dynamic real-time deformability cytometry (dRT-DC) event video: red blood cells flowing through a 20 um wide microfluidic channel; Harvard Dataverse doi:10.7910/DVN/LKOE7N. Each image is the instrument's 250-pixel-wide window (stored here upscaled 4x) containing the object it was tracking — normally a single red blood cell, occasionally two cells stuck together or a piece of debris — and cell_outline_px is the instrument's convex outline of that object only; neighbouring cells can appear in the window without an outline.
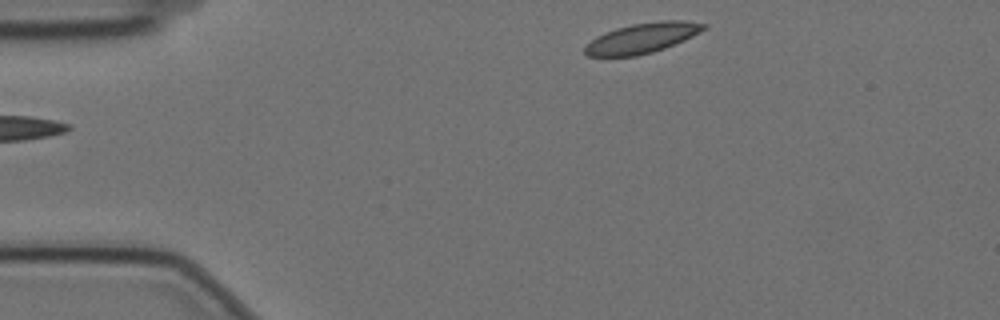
{"species": "Egyptian fruit bat (a non-hibernating species)", "species_latin": "Rousettus aegyptiacus", "temperature_condition": "cold", "stored_images_in_passage": 40, "camera_frame_rate_fps": 3000, "um_per_image_px": 0.085, "animal": {"sex": "female"}, "frame": {"image": 1, "passage_image": 1, "time_ms": 0.0, "image_size_px": [1000, 320], "cell_outline_px": [[708, 28], [684, 40], [664, 48], [652, 52], [636, 56], [588, 56], [584, 52], [584, 48], [596, 36], [604, 32], [616, 28], [632, 24], [660, 20], [684, 20], [708, 24]], "centroid_in_image_um": [54.61, 3.22], "position_along_channel_um": 30.4, "area_um2": 20.87}}
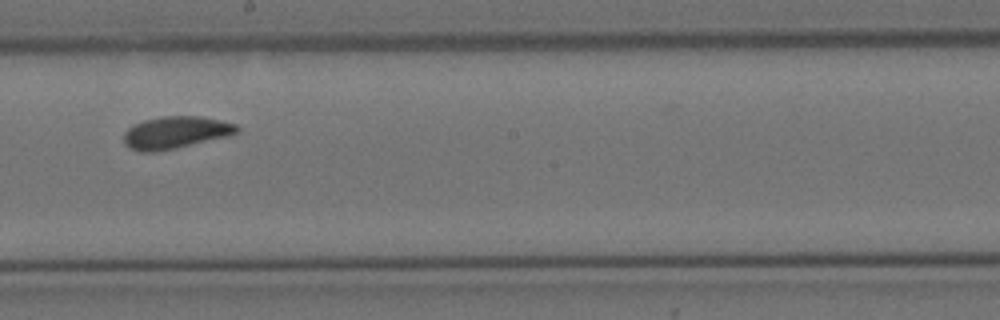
{"frame": {"image": 2, "passage_image": 23, "time_ms": 7.333, "image_size_px": [1000, 320], "cell_outline_px": [[240, 132], [232, 136], [176, 148], [156, 152], [140, 152], [128, 148], [124, 144], [124, 132], [132, 124], [144, 120], [164, 116], [200, 116], [220, 120], [236, 124], [240, 128]], "centroid_in_image_um": [14.95, 11.27], "position_along_channel_um": 233.3, "area_um2": 21.68}}
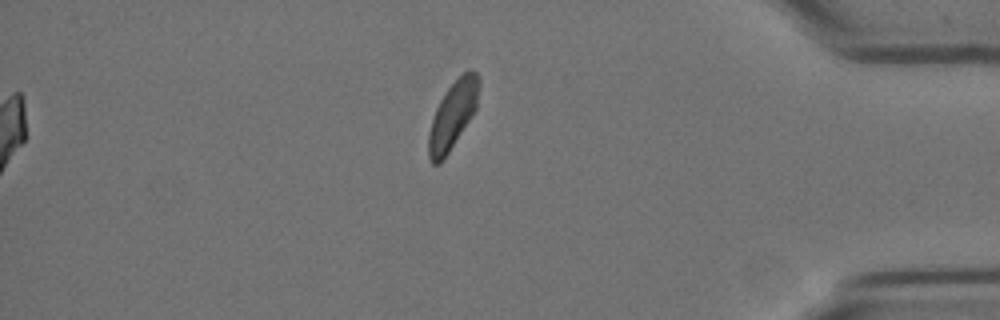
{"frame": {"image": 3, "passage_image": 40, "time_ms": 13.0, "image_size_px": [1000, 320], "cell_outline_px": [[480, 84], [476, 108], [472, 116], [440, 164], [432, 164], [428, 156], [428, 132], [436, 108], [440, 100], [448, 88], [464, 72], [476, 72], [480, 80]], "centroid_in_image_um": [38.47, 9.81], "position_along_channel_um": 396.7, "area_um2": 19.42}, "authors_computed_cell_mechanics": {"area_um2": 20.8658, "velocity_mm_per_s": 3.4712, "shape_relaxation_time_tau1_ms": 3.3158, "shape_relaxation_time_tau2_ms": null, "deformation_change_tau1": 0.084, "deformation_change_tau2": null}}